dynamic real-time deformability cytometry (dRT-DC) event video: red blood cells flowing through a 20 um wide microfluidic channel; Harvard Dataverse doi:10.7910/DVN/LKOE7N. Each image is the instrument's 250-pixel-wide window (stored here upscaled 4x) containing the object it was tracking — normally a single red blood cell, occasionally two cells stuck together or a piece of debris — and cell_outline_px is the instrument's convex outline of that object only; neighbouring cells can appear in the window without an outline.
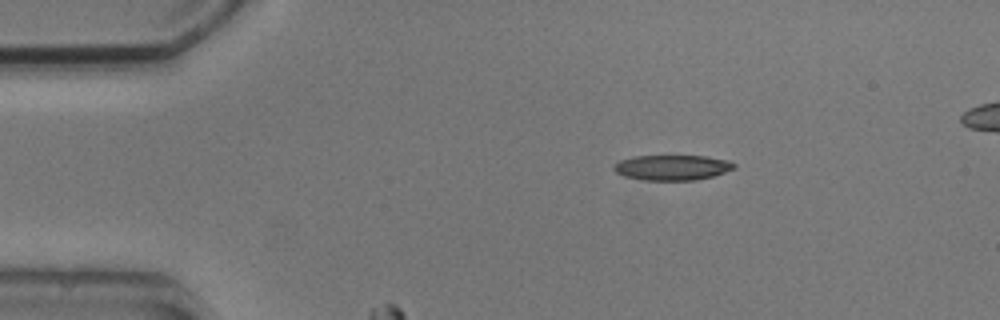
{"species": "common noctule bat (a hibernating species)", "species_latin": "Nyctalus noctula", "temperature_condition": "cold", "stored_images_in_passage": 4, "camera_frame_rate_fps": 3000, "um_per_image_px": 0.085, "animal": {"sex": "male", "body_mass_g": 20.5, "forearm_length_mm": 52.5}, "frame": {"image": 1, "passage_image": 1, "time_ms": 0.0, "image_size_px": [1000, 320], "cell_outline_px": [[736, 168], [712, 176], [696, 180], [644, 180], [624, 176], [616, 172], [612, 168], [612, 164], [620, 160], [632, 156], [704, 156], [728, 160], [736, 164]], "centroid_in_image_um": [57.11, 14.23], "position_along_channel_um": 27.9, "area_um2": 17.74}}